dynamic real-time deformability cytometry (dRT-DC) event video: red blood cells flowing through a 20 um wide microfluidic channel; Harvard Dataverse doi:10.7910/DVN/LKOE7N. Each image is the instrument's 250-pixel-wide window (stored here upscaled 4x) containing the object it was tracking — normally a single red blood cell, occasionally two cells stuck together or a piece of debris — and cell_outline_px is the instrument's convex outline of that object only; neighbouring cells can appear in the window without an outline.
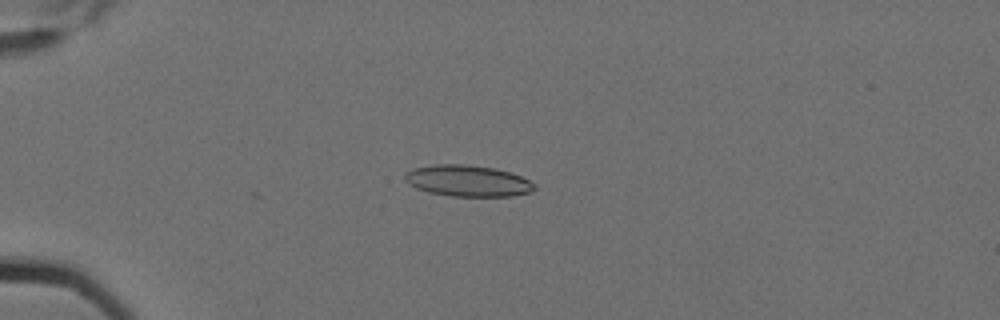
{"species": "Egyptian fruit bat (a non-hibernating species)", "species_latin": "Rousettus aegyptiacus", "temperature_condition": "cold", "stored_images_in_passage": 4, "camera_frame_rate_fps": 3000, "um_per_image_px": 0.085, "animal": {"sex": "female"}, "frame": {"image": 1, "passage_image": 4, "time_ms": 1.0, "image_size_px": [1000, 320], "cell_outline_px": [[536, 188], [532, 192], [512, 196], [452, 196], [428, 192], [416, 188], [408, 184], [404, 180], [404, 176], [412, 168], [432, 164], [464, 164], [496, 168], [520, 176], [536, 184]], "centroid_in_image_um": [39.74, 15.37], "position_along_channel_um": 45.3, "area_um2": 23.76}}